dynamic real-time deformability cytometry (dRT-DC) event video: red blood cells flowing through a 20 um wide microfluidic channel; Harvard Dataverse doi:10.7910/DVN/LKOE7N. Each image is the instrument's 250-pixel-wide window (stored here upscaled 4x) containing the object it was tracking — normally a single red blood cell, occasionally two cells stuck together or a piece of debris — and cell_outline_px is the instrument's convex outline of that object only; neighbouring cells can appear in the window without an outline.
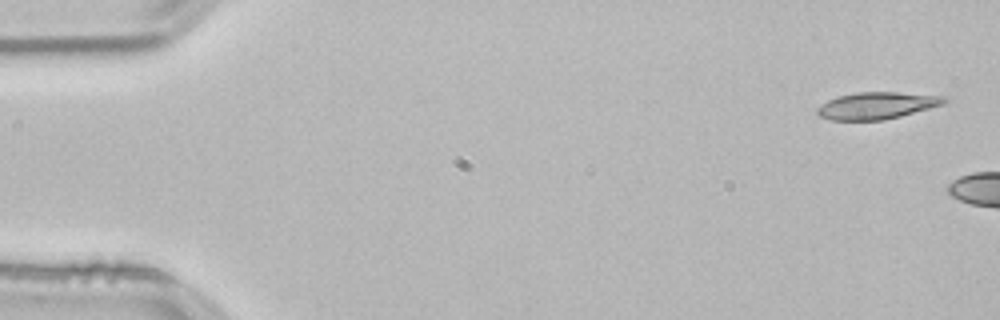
{"species": "common noctule bat (a hibernating species)", "species_latin": "Nyctalus noctula", "temperature_condition": "room temperature", "stored_images_in_passage": 7, "camera_frame_rate_fps": 3000, "um_per_image_px": 0.085, "animal": {"sex": "male", "body_mass_g": 21.5, "forearm_length_mm": 52.0}, "frame": {"image": 1, "passage_image": 1, "time_ms": 0.0, "image_size_px": [1000, 320], "cell_outline_px": [[952, 100], [944, 104], [900, 116], [884, 120], [832, 120], [820, 116], [816, 112], [816, 108], [828, 100], [836, 96], [856, 92], [896, 92], [948, 96]], "centroid_in_image_um": [74.58, 8.96], "position_along_channel_um": 10.4, "area_um2": 20.11}}